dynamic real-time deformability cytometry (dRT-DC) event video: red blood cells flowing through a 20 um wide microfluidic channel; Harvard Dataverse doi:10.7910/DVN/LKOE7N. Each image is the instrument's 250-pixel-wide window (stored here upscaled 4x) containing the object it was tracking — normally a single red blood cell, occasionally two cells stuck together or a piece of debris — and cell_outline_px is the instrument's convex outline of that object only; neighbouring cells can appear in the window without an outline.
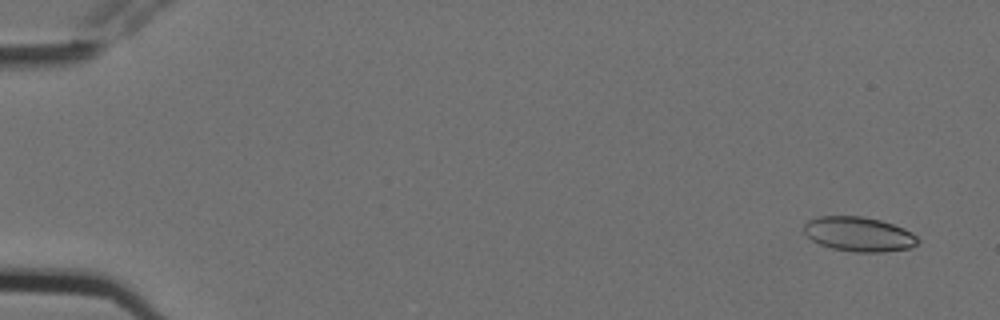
{"species": "Egyptian fruit bat (a non-hibernating species)", "species_latin": "Rousettus aegyptiacus", "temperature_condition": "cold", "stored_images_in_passage": 9, "camera_frame_rate_fps": 3000, "um_per_image_px": 0.085, "animal": {"sex": "female"}, "frame": {"image": 1, "passage_image": 1, "time_ms": 0.0, "image_size_px": [1000, 320], "cell_outline_px": [[920, 240], [912, 248], [884, 252], [852, 252], [832, 248], [820, 244], [812, 240], [804, 232], [804, 224], [808, 220], [816, 216], [860, 216], [880, 220], [904, 228], [912, 232]], "centroid_in_image_um": [73.01, 19.9], "position_along_channel_um": 12.0, "area_um2": 23.06}}
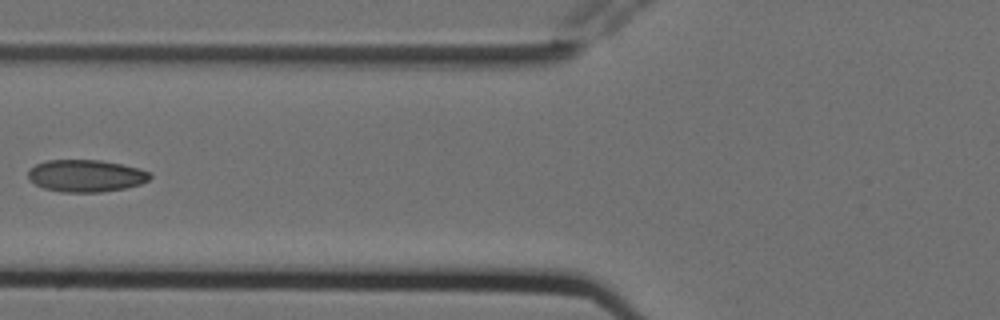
{"frame": {"image": 2, "passage_image": 7, "time_ms": 2.0, "image_size_px": [1000, 320], "cell_outline_px": [[152, 176], [148, 180], [140, 184], [124, 188], [100, 192], [60, 192], [44, 188], [28, 180], [28, 172], [36, 164], [48, 160], [100, 160], [140, 168], [152, 172]], "centroid_in_image_um": [7.32, 14.94], "position_along_channel_um": 118.5, "area_um2": 22.83}}
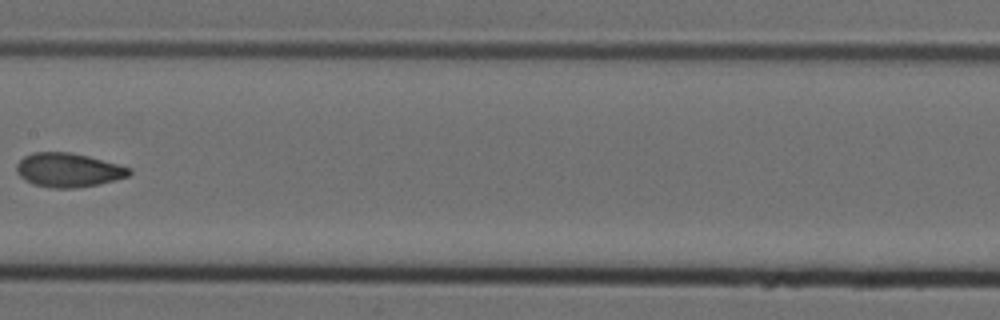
{"frame": {"image": 3, "passage_image": 9, "time_ms": 2.667, "image_size_px": [1000, 320], "cell_outline_px": [[132, 172], [128, 176], [116, 180], [76, 188], [52, 188], [32, 184], [24, 180], [16, 172], [16, 164], [24, 156], [32, 152], [68, 152], [88, 156], [132, 168]], "centroid_in_image_um": [5.78, 14.45], "position_along_channel_um": 201.6, "area_um2": 22.37}}